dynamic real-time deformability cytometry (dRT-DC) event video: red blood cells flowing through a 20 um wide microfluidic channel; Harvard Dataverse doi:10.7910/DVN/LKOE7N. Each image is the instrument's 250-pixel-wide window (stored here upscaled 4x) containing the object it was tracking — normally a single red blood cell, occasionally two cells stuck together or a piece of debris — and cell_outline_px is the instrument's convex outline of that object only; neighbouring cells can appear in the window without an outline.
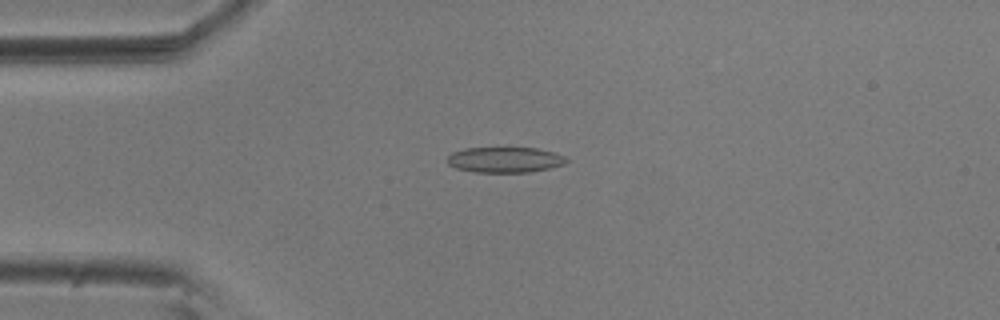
{"species": "common noctule bat (a hibernating species)", "species_latin": "Nyctalus noctula", "temperature_condition": "room temperature", "stored_images_in_passage": 34, "camera_frame_rate_fps": 3000, "um_per_image_px": 0.085, "animal": {"sex": "male", "body_mass_g": 20.5, "forearm_length_mm": 52.5}, "frame": {"image": 1, "passage_image": 3, "time_ms": 0.667, "image_size_px": [1000, 320], "cell_outline_px": [[568, 160], [564, 164], [532, 172], [476, 172], [456, 168], [448, 164], [444, 160], [452, 152], [464, 148], [536, 148], [552, 152], [564, 156]], "centroid_in_image_um": [42.86, 13.58], "position_along_channel_um": 42.1, "area_um2": 17.69}}
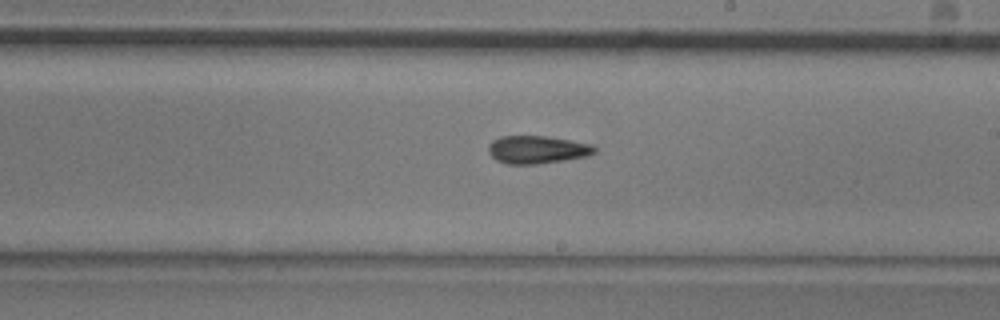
{"frame": {"image": 2, "passage_image": 21, "time_ms": 6.667, "image_size_px": [1000, 320], "cell_outline_px": [[596, 152], [588, 156], [540, 164], [504, 164], [496, 160], [488, 152], [488, 144], [492, 140], [500, 136], [544, 136], [568, 140], [588, 144], [596, 148]], "centroid_in_image_um": [45.6, 12.73], "position_along_channel_um": 243.4, "area_um2": 17.22}}
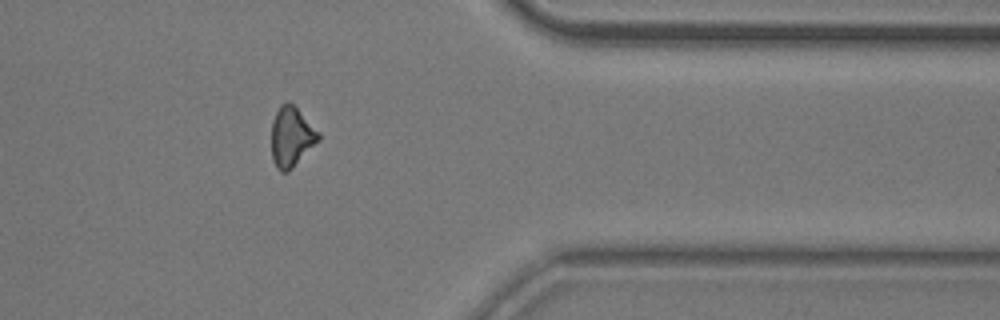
{"frame": {"image": 3, "passage_image": 34, "time_ms": 11.0, "image_size_px": [1000, 320], "cell_outline_px": [[320, 140], [288, 172], [280, 172], [276, 168], [272, 160], [272, 120], [280, 104], [288, 100], [320, 132]], "centroid_in_image_um": [24.77, 11.64], "position_along_channel_um": 386.6, "area_um2": 16.47}, "authors_computed_cell_mechanics": {"area_um2": 17.1955, "velocity_mm_per_s": 3.6716, "shape_relaxation_time_tau1_ms": null, "shape_relaxation_time_tau2_ms": 7.0903, "deformation_change_tau1": null, "deformation_change_tau2": 0.164}}